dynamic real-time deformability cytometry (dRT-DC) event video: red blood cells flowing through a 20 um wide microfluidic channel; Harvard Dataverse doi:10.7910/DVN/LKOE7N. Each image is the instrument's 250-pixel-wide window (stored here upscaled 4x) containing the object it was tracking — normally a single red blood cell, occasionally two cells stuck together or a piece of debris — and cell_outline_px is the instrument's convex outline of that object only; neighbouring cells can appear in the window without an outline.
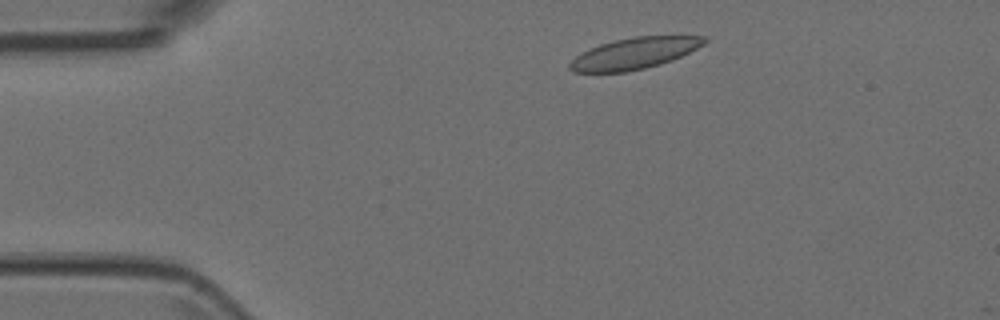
{"species": "Egyptian fruit bat (a non-hibernating species)", "species_latin": "Rousettus aegyptiacus", "temperature_condition": "room temperature", "stored_images_in_passage": 3, "camera_frame_rate_fps": 3000, "um_per_image_px": 0.085, "animal": {"sex": "female"}, "frame": {"image": 1, "passage_image": 2, "time_ms": 0.333, "image_size_px": [1000, 320], "cell_outline_px": [[708, 40], [704, 44], [672, 60], [660, 64], [644, 68], [624, 72], [572, 72], [568, 68], [568, 64], [576, 56], [600, 44], [616, 40], [636, 36], [708, 36]], "centroid_in_image_um": [53.92, 4.54], "position_along_channel_um": 31.1, "area_um2": 24.22}}